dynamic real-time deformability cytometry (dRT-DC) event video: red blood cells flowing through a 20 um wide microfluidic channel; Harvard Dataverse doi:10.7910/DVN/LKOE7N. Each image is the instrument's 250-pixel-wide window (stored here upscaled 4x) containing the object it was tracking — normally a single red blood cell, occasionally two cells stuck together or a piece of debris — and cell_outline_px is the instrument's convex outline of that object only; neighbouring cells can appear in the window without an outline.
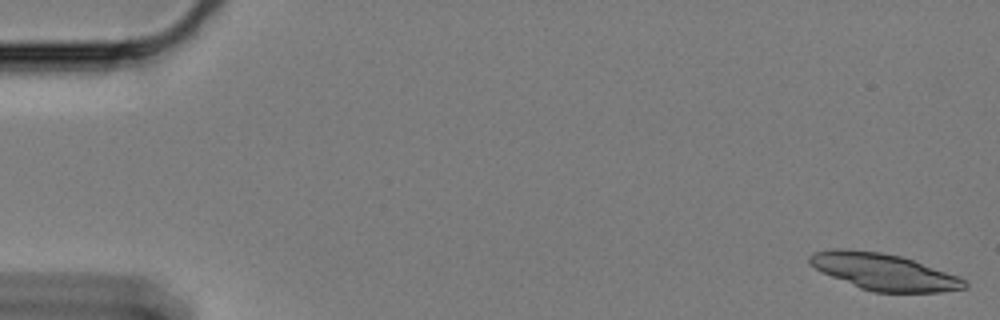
{"species": "Egyptian fruit bat (a non-hibernating species)", "species_latin": "Rousettus aegyptiacus", "temperature_condition": "cold", "stored_images_in_passage": 38, "segment_of_instrument_passage": [1, 2], "camera_frame_rate_fps": 3000, "um_per_image_px": 0.085, "animal": {"sex": "female"}, "frame": {"image": 1, "passage_image": 1, "time_ms": 0.0, "image_size_px": [1000, 320], "cell_outline_px": [[968, 288], [940, 292], [872, 292], [860, 288], [832, 276], [808, 264], [808, 256], [816, 252], [832, 248], [848, 248], [880, 252], [900, 256], [912, 260], [956, 276], [964, 280], [968, 284]], "centroid_in_image_um": [75.09, 23.1], "position_along_channel_um": 9.9, "area_um2": 32.6}}